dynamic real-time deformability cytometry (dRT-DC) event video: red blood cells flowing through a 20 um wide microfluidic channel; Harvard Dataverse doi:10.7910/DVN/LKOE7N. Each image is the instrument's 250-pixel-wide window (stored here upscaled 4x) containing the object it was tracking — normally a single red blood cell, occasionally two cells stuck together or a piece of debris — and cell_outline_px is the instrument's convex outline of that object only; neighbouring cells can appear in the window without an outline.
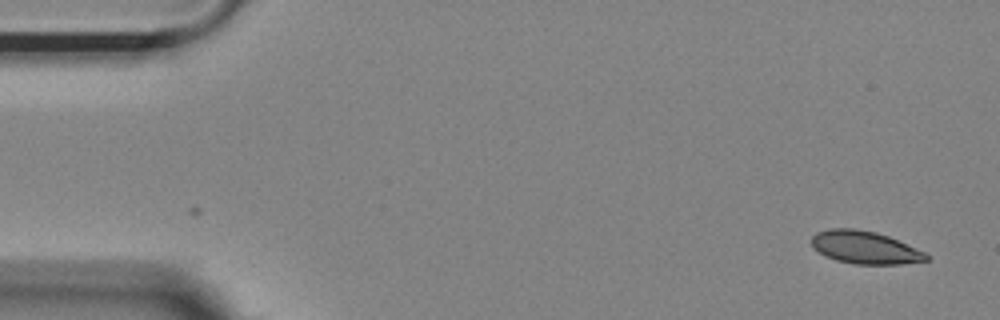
{"species": "Egyptian fruit bat (a non-hibernating species)", "species_latin": "Rousettus aegyptiacus", "temperature_condition": "room temperature", "stored_images_in_passage": 53, "camera_frame_rate_fps": 3000, "um_per_image_px": 0.085, "animal": {"sex": "female"}, "frame": {"image": 1, "passage_image": 1, "time_ms": 0.0, "image_size_px": [1000, 320], "cell_outline_px": [[928, 260], [900, 264], [852, 264], [836, 260], [824, 256], [812, 248], [812, 236], [816, 232], [828, 228], [856, 228], [876, 232], [888, 236], [924, 252], [928, 256]], "centroid_in_image_um": [73.45, 21.03], "position_along_channel_um": 11.6, "area_um2": 21.91}}
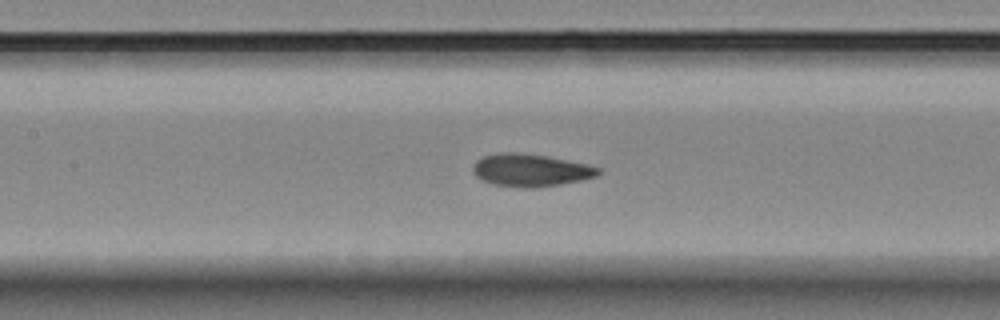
{"frame": {"image": 2, "passage_image": 23, "time_ms": 7.333, "image_size_px": [1000, 320], "cell_outline_px": [[600, 172], [596, 176], [580, 180], [560, 184], [536, 188], [524, 188], [492, 184], [480, 180], [472, 172], [472, 164], [476, 160], [484, 156], [500, 152], [516, 152], [548, 156], [584, 164], [600, 168]], "centroid_in_image_um": [45.02, 14.47], "position_along_channel_um": 162.4, "area_um2": 23.81}}
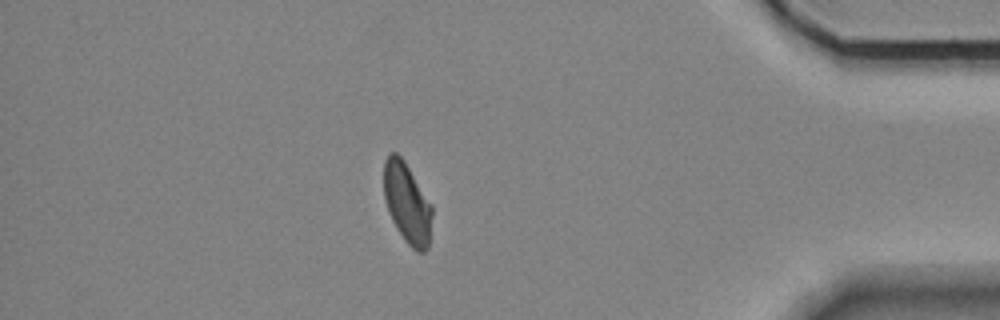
{"frame": {"image": 3, "passage_image": 46, "time_ms": 15.0, "image_size_px": [1000, 320], "cell_outline_px": [[432, 216], [428, 248], [424, 252], [416, 252], [404, 240], [396, 228], [388, 212], [384, 196], [384, 160], [388, 152], [396, 152], [404, 160], [432, 204]], "centroid_in_image_um": [34.6, 17.26], "position_along_channel_um": 400.6, "area_um2": 22.83}, "authors_computed_cell_mechanics": {"area_um2": 23.0622, "velocity_mm_per_s": 3.625, "shape_relaxation_time_tau1_ms": 7.4514, "shape_relaxation_time_tau2_ms": 3.1004, "deformation_change_tau1": 0.138, "deformation_change_tau2": 0.0525}}